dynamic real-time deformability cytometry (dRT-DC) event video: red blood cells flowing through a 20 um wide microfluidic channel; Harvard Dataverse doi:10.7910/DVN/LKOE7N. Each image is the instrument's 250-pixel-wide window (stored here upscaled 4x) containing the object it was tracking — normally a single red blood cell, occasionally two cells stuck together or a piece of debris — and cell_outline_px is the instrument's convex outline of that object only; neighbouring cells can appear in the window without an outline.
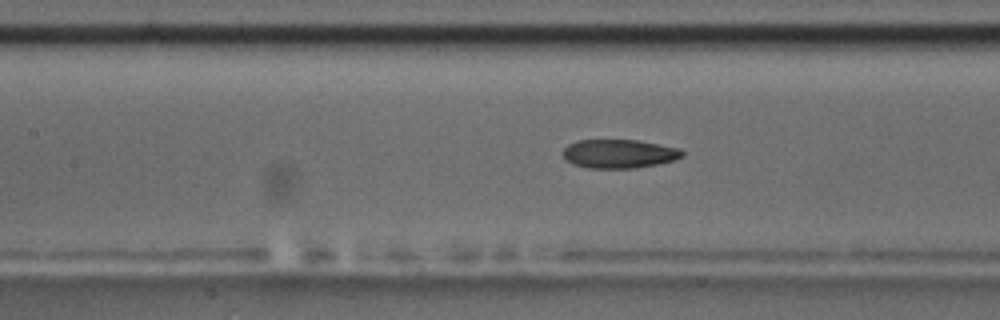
{"species": "common noctule bat (a hibernating species)", "species_latin": "Nyctalus noctula", "temperature_condition": "room temperature", "stored_images_in_passage": 56, "camera_frame_rate_fps": 3000, "um_per_image_px": 0.085, "animal": {"sex": "male", "body_mass_g": 17.5, "forearm_length_mm": 52.3}, "frame": {"image": 1, "passage_image": 25, "time_ms": 8.0, "image_size_px": [1000, 320], "cell_outline_px": [[684, 156], [676, 160], [660, 164], [636, 168], [588, 168], [572, 164], [564, 160], [560, 152], [568, 144], [576, 140], [636, 140], [680, 148], [684, 152]], "centroid_in_image_um": [52.6, 13.08], "position_along_channel_um": 154.8, "area_um2": 20.4}, "authors_computed_cell_mechanics": {"area_um2": 20.4323, "velocity_mm_per_s": 3.6305, "shape_relaxation_time_tau1_ms": null, "shape_relaxation_time_tau2_ms": 3.7122, "deformation_change_tau1": null, "deformation_change_tau2": 0.1132}}